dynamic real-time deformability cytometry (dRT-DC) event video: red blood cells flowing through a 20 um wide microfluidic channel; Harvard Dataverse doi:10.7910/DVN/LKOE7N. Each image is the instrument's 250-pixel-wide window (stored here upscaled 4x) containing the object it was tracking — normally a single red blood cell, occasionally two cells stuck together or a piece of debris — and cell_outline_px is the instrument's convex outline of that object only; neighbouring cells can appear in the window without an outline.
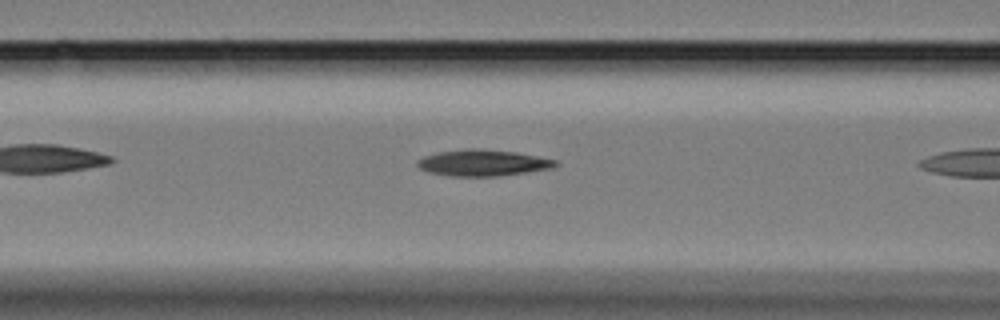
{"species": "Egyptian fruit bat (a non-hibernating species)", "species_latin": "Rousettus aegyptiacus", "temperature_condition": "cold", "stored_images_in_passage": 9, "camera_frame_rate_fps": 3000, "um_per_image_px": 0.085, "animal": {"sex": "female"}, "frame": {"image": 1, "passage_image": 8, "time_ms": 2.333, "image_size_px": [1000, 320], "cell_outline_px": [[560, 164], [556, 168], [500, 176], [448, 176], [428, 172], [420, 168], [416, 164], [416, 160], [424, 156], [436, 152], [468, 148], [476, 148], [516, 152], [556, 160]], "centroid_in_image_um": [41.05, 13.84], "position_along_channel_um": 125.6, "area_um2": 21.44}}